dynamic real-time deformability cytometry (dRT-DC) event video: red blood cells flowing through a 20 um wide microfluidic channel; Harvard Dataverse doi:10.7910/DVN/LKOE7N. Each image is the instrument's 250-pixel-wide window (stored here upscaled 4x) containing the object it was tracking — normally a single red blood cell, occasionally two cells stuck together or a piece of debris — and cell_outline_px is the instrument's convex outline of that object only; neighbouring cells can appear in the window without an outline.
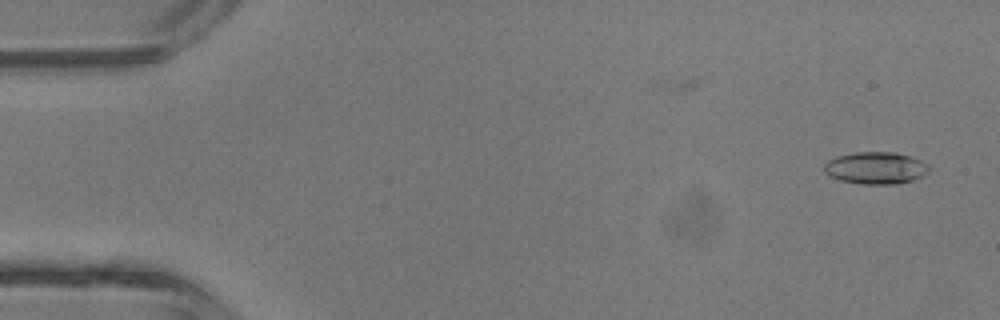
{"species": "common noctule bat (a hibernating species)", "species_latin": "Nyctalus noctula", "temperature_condition": "room temperature", "stored_images_in_passage": 34, "camera_frame_rate_fps": 3000, "um_per_image_px": 0.085, "animal": {"sex": "male", "body_mass_g": 13.3}, "frame": {"image": 1, "passage_image": 1, "time_ms": 0.0, "image_size_px": [1000, 320], "cell_outline_px": [[932, 168], [924, 176], [912, 180], [896, 184], [860, 184], [840, 180], [828, 176], [824, 172], [824, 164], [828, 160], [836, 156], [856, 152], [896, 152], [912, 156], [928, 164]], "centroid_in_image_um": [74.45, 14.27], "position_along_channel_um": 10.5, "area_um2": 19.94}}
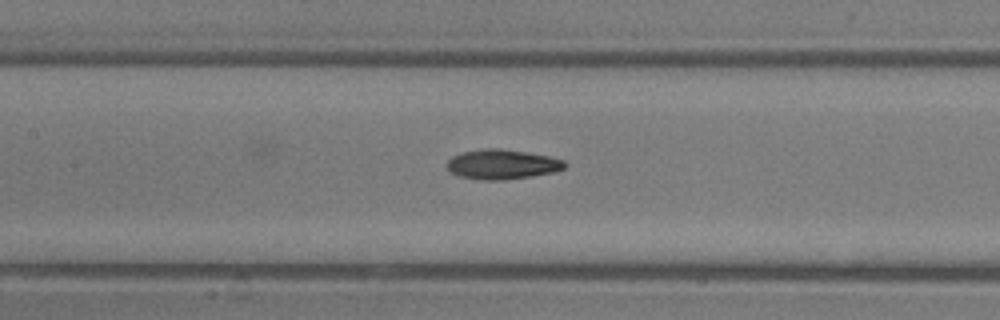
{"frame": {"image": 2, "passage_image": 19, "time_ms": 6.0, "image_size_px": [1000, 320], "cell_outline_px": [[568, 164], [564, 168], [552, 172], [504, 180], [480, 180], [460, 176], [452, 172], [448, 168], [448, 160], [452, 156], [464, 152], [484, 148], [500, 148], [548, 156], [564, 160]], "centroid_in_image_um": [42.68, 13.96], "position_along_channel_um": 164.7, "area_um2": 20.11}}
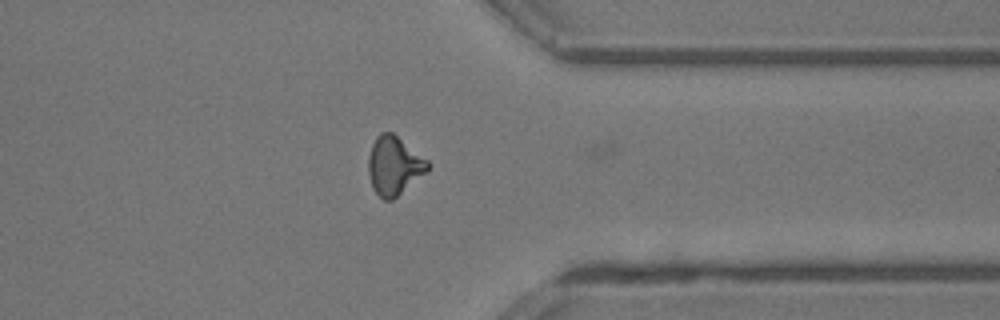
{"frame": {"image": 3, "passage_image": 33, "time_ms": 10.667, "image_size_px": [1000, 320], "cell_outline_px": [[432, 164], [424, 172], [392, 200], [384, 200], [372, 188], [368, 172], [368, 156], [372, 144], [376, 136], [380, 132], [392, 132], [428, 160]], "centroid_in_image_um": [33.46, 14.05], "position_along_channel_um": 377.9, "area_um2": 19.94}, "authors_computed_cell_mechanics": {"area_um2": 19.6809, "velocity_mm_per_s": 4.724, "shape_relaxation_time_tau1_ms": 3.6812, "shape_relaxation_time_tau2_ms": 3.9835, "deformation_change_tau1": 0.137, "deformation_change_tau2": 0.1312}}